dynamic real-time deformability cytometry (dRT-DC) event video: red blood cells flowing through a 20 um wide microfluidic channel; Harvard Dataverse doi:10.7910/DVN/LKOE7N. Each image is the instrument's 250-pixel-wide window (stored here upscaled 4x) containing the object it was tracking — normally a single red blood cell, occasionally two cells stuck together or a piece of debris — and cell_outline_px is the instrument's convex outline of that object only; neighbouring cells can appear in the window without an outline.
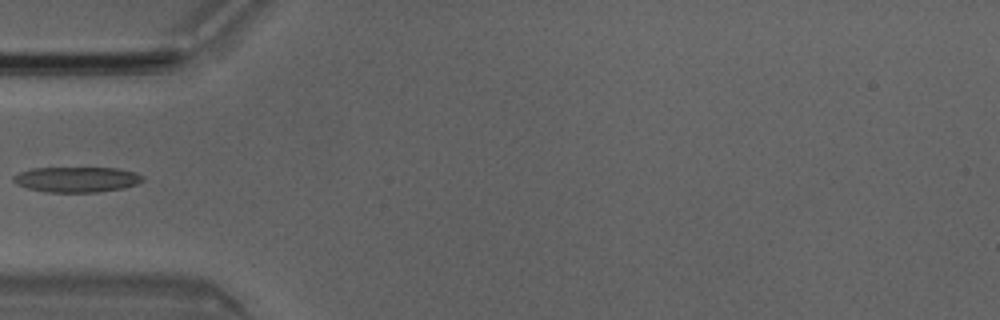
{"species": "Egyptian fruit bat (a non-hibernating species)", "species_latin": "Rousettus aegyptiacus", "temperature_condition": "room temperature", "stored_images_in_passage": 6, "camera_frame_rate_fps": 3000, "um_per_image_px": 0.085, "animal": {"sex": "male"}, "frame": {"image": 1, "passage_image": 5, "time_ms": 1.333, "image_size_px": [1000, 320], "cell_outline_px": [[144, 180], [136, 184], [124, 188], [96, 192], [44, 192], [28, 188], [16, 184], [12, 180], [12, 176], [20, 172], [32, 168], [116, 168], [136, 172], [144, 176]], "centroid_in_image_um": [6.52, 15.25], "position_along_channel_um": 78.5, "area_um2": 19.19}}